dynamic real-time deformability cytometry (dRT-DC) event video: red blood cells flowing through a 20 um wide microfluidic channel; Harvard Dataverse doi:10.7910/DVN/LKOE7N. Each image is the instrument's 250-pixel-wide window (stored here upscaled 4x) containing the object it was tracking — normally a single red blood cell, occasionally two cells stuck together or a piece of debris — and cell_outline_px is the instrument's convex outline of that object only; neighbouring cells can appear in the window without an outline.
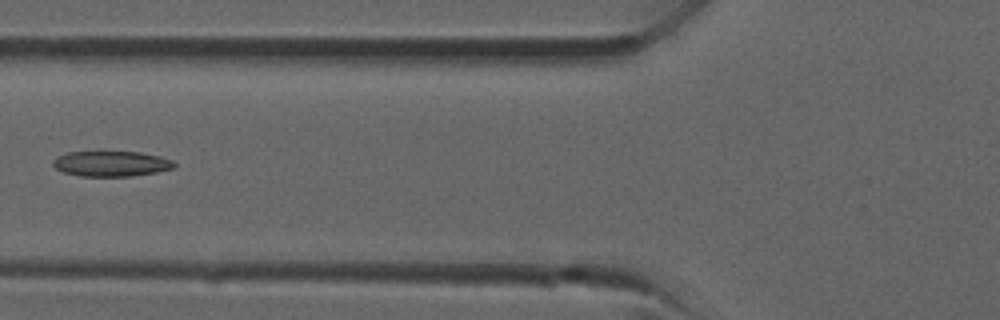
{"species": "common noctule bat (a hibernating species)", "species_latin": "Nyctalus noctula", "temperature_condition": "room temperature", "stored_images_in_passage": 37, "camera_frame_rate_fps": 3000, "um_per_image_px": 0.085, "animal": {"sex": "male", "forearm_length_mm": 52.5}, "frame": {"image": 1, "passage_image": 15, "time_ms": 4.667, "image_size_px": [1000, 320], "cell_outline_px": [[176, 168], [156, 172], [128, 176], [80, 176], [64, 172], [56, 168], [52, 164], [52, 160], [56, 156], [68, 152], [140, 152], [160, 156], [172, 160], [176, 164]], "centroid_in_image_um": [9.46, 13.91], "position_along_channel_um": 116.3, "area_um2": 17.92}}
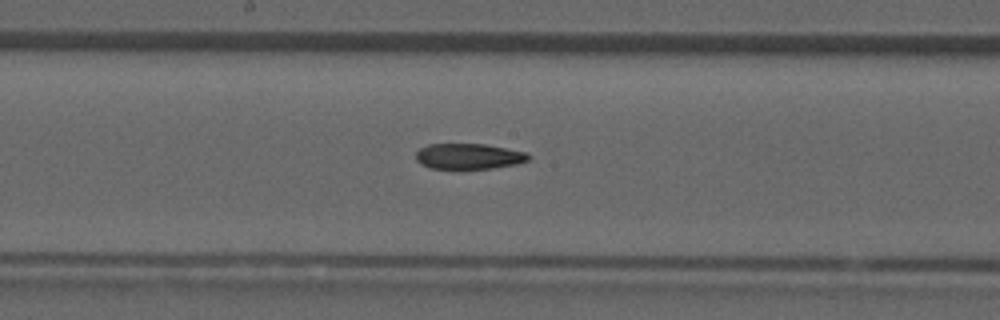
{"frame": {"image": 2, "passage_image": 20, "time_ms": 6.333, "image_size_px": [1000, 320], "cell_outline_px": [[532, 156], [528, 160], [516, 164], [492, 168], [428, 168], [420, 164], [416, 160], [416, 152], [420, 148], [428, 144], [484, 144], [528, 152]], "centroid_in_image_um": [39.84, 13.28], "position_along_channel_um": 208.4, "area_um2": 16.82}}
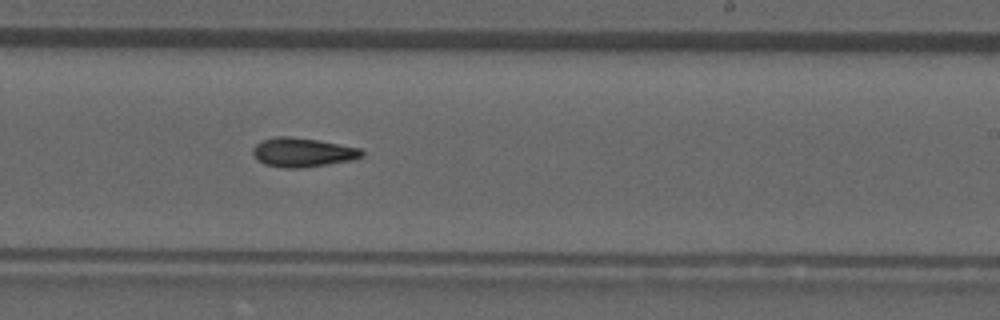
{"frame": {"image": 3, "passage_image": 23, "time_ms": 7.333, "image_size_px": [1000, 320], "cell_outline_px": [[364, 156], [352, 160], [328, 164], [300, 168], [284, 168], [264, 164], [252, 152], [252, 148], [260, 140], [276, 136], [292, 136], [340, 144], [360, 148], [364, 152]], "centroid_in_image_um": [25.72, 12.94], "position_along_channel_um": 263.3, "area_um2": 18.5}}